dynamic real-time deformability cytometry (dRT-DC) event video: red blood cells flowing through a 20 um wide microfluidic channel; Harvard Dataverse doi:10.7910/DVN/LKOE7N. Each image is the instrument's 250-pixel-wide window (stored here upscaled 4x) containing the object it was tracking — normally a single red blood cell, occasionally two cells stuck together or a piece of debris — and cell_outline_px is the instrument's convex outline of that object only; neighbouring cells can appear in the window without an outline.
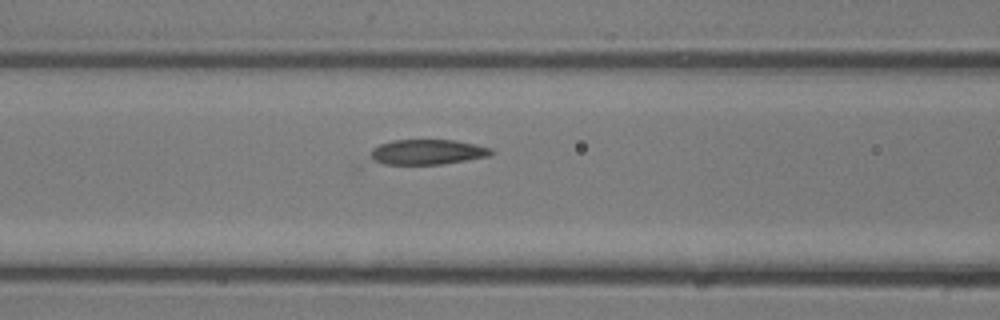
{"species": "common noctule bat (a hibernating species)", "species_latin": "Nyctalus noctula", "temperature_condition": "room temperature", "stored_images_in_passage": 19, "camera_frame_rate_fps": 3000, "um_per_image_px": 0.085, "animal": {"sex": "male", "body_mass_g": 13.3}, "frame": {"image": 1, "passage_image": 8, "time_ms": 2.333, "image_size_px": [1000, 320], "cell_outline_px": [[496, 152], [488, 156], [468, 160], [444, 164], [384, 164], [372, 160], [372, 148], [380, 144], [392, 140], [456, 140], [476, 144], [492, 148]], "centroid_in_image_um": [36.38, 12.91], "position_along_channel_um": 130.2, "area_um2": 17.74}}
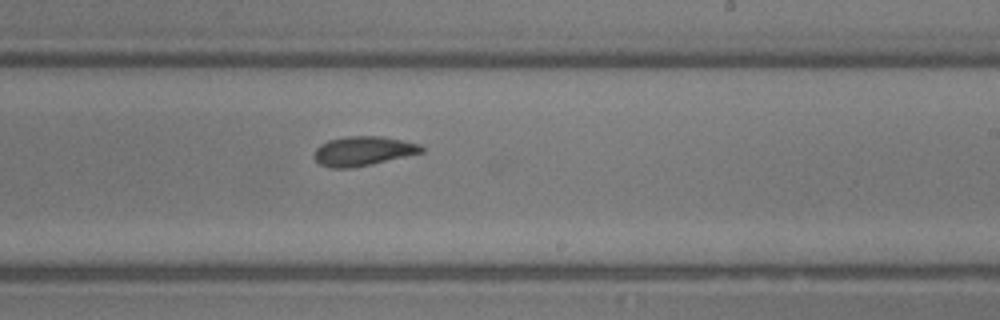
{"frame": {"image": 2, "passage_image": 14, "time_ms": 4.333, "image_size_px": [1000, 320], "cell_outline_px": [[424, 152], [372, 164], [352, 168], [332, 168], [320, 164], [312, 156], [316, 148], [320, 144], [328, 140], [348, 136], [380, 136], [420, 144], [424, 148]], "centroid_in_image_um": [30.84, 12.84], "position_along_channel_um": 258.2, "area_um2": 18.38}}
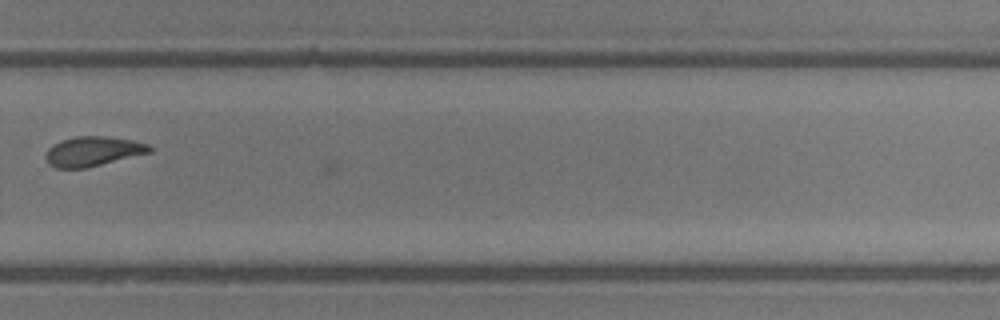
{"frame": {"image": 3, "passage_image": 17, "time_ms": 5.333, "image_size_px": [1000, 320], "cell_outline_px": [[152, 152], [88, 168], [56, 168], [48, 164], [44, 156], [48, 148], [52, 144], [60, 140], [76, 136], [104, 136], [132, 140], [148, 144], [152, 148]], "centroid_in_image_um": [7.87, 12.87], "position_along_channel_um": 321.9, "area_um2": 18.21}}